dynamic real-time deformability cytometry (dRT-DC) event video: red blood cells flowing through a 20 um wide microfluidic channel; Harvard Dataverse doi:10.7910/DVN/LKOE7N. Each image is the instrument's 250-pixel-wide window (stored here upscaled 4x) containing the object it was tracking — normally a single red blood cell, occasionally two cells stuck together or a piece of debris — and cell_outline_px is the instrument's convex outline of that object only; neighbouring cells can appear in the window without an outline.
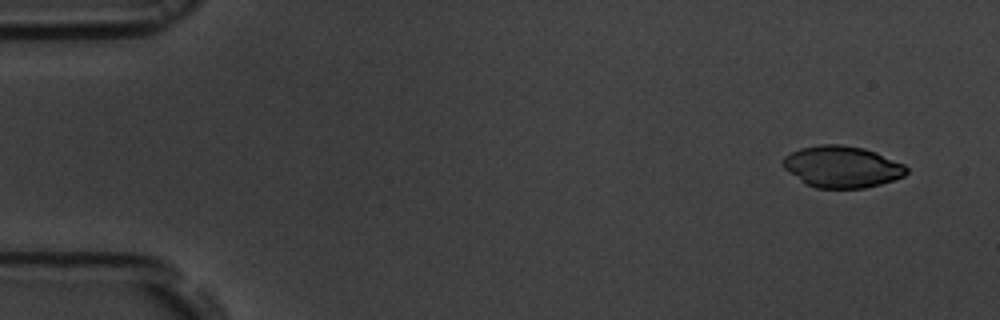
{"species": "common noctule bat (a hibernating species)", "species_latin": "Nyctalus noctula", "temperature_condition": "room temperature", "stored_images_in_passage": 16, "camera_frame_rate_fps": 3000, "um_per_image_px": 0.085, "animal": {"sex": "male", "body_mass_g": 19.5, "forearm_length_mm": 54.6}, "frame": {"image": 1, "passage_image": 1, "time_ms": 0.0, "image_size_px": [1000, 320], "cell_outline_px": [[908, 172], [904, 176], [880, 184], [864, 188], [816, 188], [804, 184], [784, 168], [780, 164], [780, 160], [784, 156], [800, 148], [820, 144], [840, 144], [864, 148], [876, 152], [904, 164], [908, 168]], "centroid_in_image_um": [71.53, 14.17], "position_along_channel_um": 13.5, "area_um2": 30.17}}
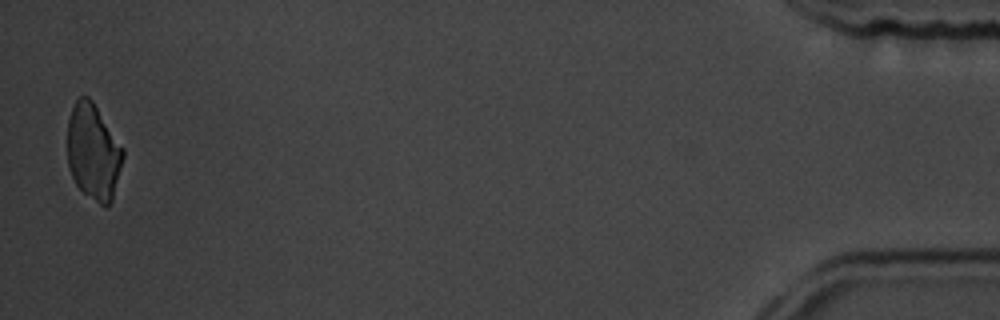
{"frame": {"image": 2, "passage_image": 16, "time_ms": 17.0, "image_size_px": [1000, 320], "cell_outline_px": [[124, 156], [112, 200], [104, 208], [84, 192], [76, 184], [72, 176], [68, 164], [68, 120], [72, 108], [76, 100], [80, 96], [88, 96], [92, 100], [124, 148]], "centroid_in_image_um": [7.94, 12.9], "position_along_channel_um": 427.3, "area_um2": 30.92}}